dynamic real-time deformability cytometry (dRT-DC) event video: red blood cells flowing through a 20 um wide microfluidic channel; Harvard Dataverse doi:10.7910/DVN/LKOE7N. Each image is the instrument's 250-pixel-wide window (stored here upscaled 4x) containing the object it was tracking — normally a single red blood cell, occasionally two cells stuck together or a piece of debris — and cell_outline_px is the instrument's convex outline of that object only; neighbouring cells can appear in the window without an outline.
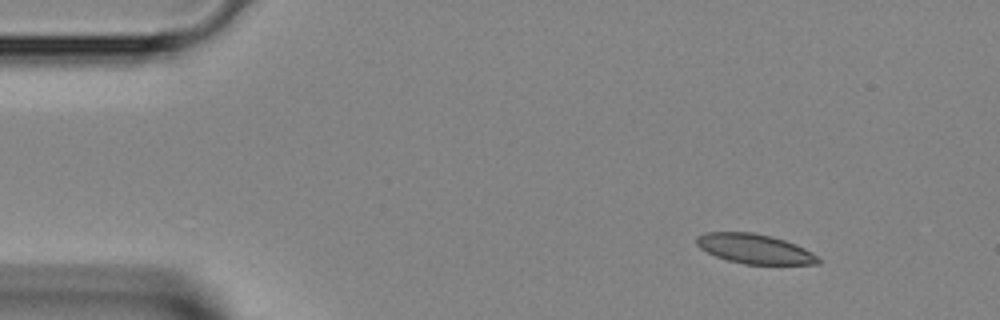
{"species": "Egyptian fruit bat (a non-hibernating species)", "species_latin": "Rousettus aegyptiacus", "temperature_condition": "room temperature", "stored_images_in_passage": 39, "camera_frame_rate_fps": 3000, "um_per_image_px": 0.085, "animal": {"sex": "female"}, "frame": {"image": 1, "passage_image": 1, "time_ms": 0.0, "image_size_px": [1000, 320], "cell_outline_px": [[820, 264], [744, 264], [728, 260], [716, 256], [700, 248], [696, 244], [696, 236], [704, 232], [752, 232], [772, 236], [796, 244], [812, 252], [820, 260]], "centroid_in_image_um": [64.13, 21.14], "position_along_channel_um": 20.9, "area_um2": 20.98}}
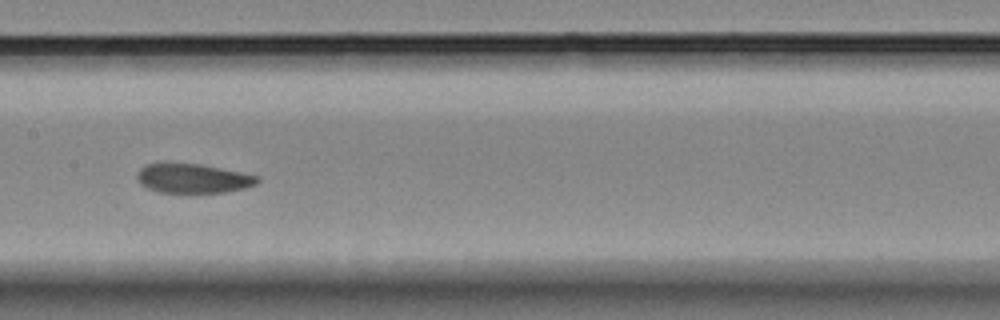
{"frame": {"image": 2, "passage_image": 17, "time_ms": 5.333, "image_size_px": [1000, 320], "cell_outline_px": [[260, 180], [256, 184], [244, 188], [228, 192], [188, 196], [160, 192], [148, 188], [140, 184], [136, 176], [136, 172], [140, 168], [148, 164], [164, 160], [200, 164], [260, 176]], "centroid_in_image_um": [16.35, 15.18], "position_along_channel_um": 191.1, "area_um2": 22.02}}
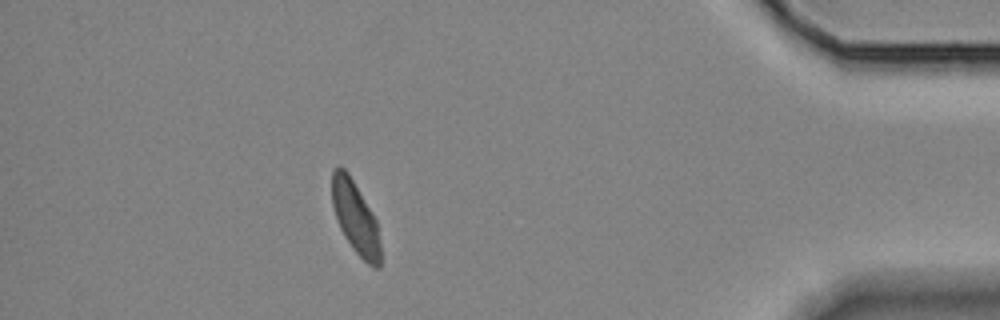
{"frame": {"image": 3, "passage_image": 34, "time_ms": 11.0, "image_size_px": [1000, 320], "cell_outline_px": [[380, 268], [376, 268], [368, 264], [352, 248], [344, 236], [340, 228], [332, 204], [332, 172], [340, 164], [348, 172], [372, 212], [376, 220], [380, 244]], "centroid_in_image_um": [30.2, 18.49], "position_along_channel_um": 405.0, "area_um2": 20.23}}